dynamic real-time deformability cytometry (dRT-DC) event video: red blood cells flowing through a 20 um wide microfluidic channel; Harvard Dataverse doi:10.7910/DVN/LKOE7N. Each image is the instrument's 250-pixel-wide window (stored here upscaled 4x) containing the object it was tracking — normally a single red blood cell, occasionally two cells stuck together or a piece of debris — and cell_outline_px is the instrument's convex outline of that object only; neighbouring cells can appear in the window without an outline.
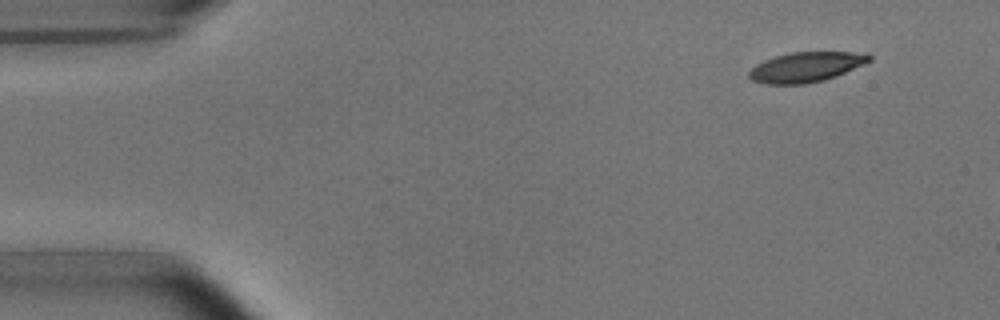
{"species": "common noctule bat (a hibernating species)", "species_latin": "Nyctalus noctula", "temperature_condition": "room temperature", "stored_images_in_passage": 4, "camera_frame_rate_fps": 3000, "um_per_image_px": 0.085, "animal": {"sex": "male", "body_mass_g": 15.6}, "frame": {"image": 1, "passage_image": 2, "time_ms": 1.333, "image_size_px": [1000, 320], "cell_outline_px": [[872, 60], [864, 64], [836, 76], [824, 80], [804, 84], [764, 84], [752, 80], [748, 76], [748, 72], [756, 64], [764, 60], [776, 56], [792, 52], [868, 52], [872, 56]], "centroid_in_image_um": [68.53, 5.69], "position_along_channel_um": 16.5, "area_um2": 21.1}}